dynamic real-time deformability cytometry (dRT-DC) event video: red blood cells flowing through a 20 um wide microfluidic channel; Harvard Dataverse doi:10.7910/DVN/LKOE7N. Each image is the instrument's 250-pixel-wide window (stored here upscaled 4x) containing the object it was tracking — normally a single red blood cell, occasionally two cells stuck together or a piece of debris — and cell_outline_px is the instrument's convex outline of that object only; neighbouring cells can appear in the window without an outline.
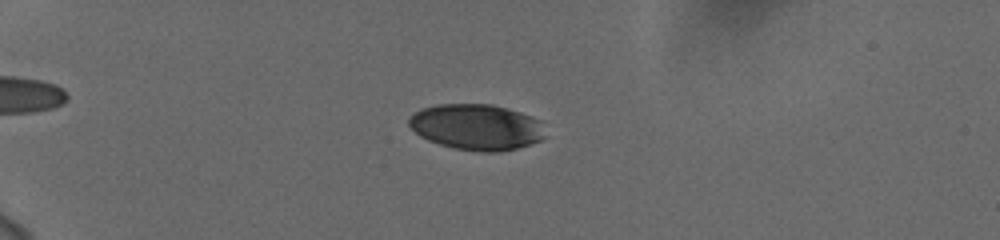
{"species": "human", "species_latin": "Homo sapiens", "temperature_condition": "cold", "stored_images_in_passage": 59, "camera_frame_rate_fps": 3000, "um_per_image_px": 0.085, "donor": {"sex": "female"}, "frame": {"image": 1, "passage_image": 18, "time_ms": 5.667, "image_size_px": [1000, 240], "cell_outline_px": [[544, 136], [540, 140], [516, 148], [500, 152], [484, 152], [452, 148], [428, 140], [420, 136], [408, 124], [408, 116], [420, 108], [436, 104], [492, 104], [520, 112], [532, 116], [540, 120]], "centroid_in_image_um": [40.46, 10.78], "position_along_channel_um": 44.5, "area_um2": 36.47}}
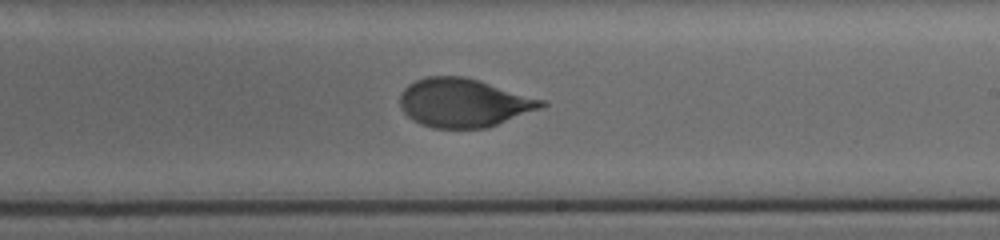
{"frame": {"image": 2, "passage_image": 39, "time_ms": 12.667, "image_size_px": [1000, 240], "cell_outline_px": [[548, 104], [540, 108], [488, 128], [432, 128], [420, 124], [412, 120], [400, 108], [400, 92], [408, 84], [416, 80], [428, 76], [464, 76], [480, 80], [548, 100]], "centroid_in_image_um": [39.43, 8.73], "position_along_channel_um": 249.6, "area_um2": 40.52}}
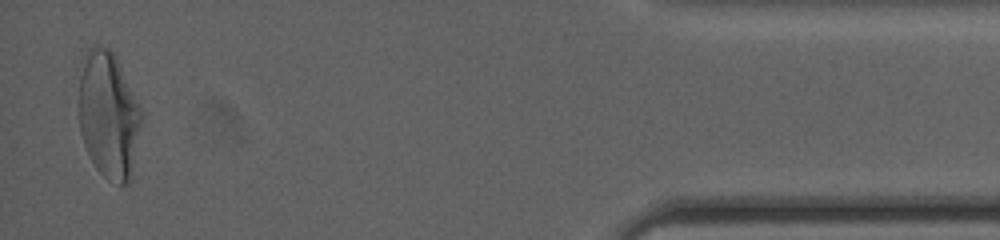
{"frame": {"image": 3, "passage_image": 58, "time_ms": 19.0, "image_size_px": [1000, 240], "cell_outline_px": [[144, 116], [132, 172], [128, 184], [120, 188], [104, 176], [96, 168], [84, 144], [80, 132], [80, 60], [88, 48], [96, 44], [108, 48], [112, 52]], "centroid_in_image_um": [9.23, 9.82], "position_along_channel_um": 426.0, "area_um2": 46.24}, "authors_computed_cell_mechanics": {"area_um2": 40.171, "velocity_mm_per_s": 3.7406, "shape_relaxation_time_tau1_ms": 4.0172, "shape_relaxation_time_tau2_ms": 0.7146, "deformation_change_tau1": 0.169, "deformation_change_tau2": 0.0559}}